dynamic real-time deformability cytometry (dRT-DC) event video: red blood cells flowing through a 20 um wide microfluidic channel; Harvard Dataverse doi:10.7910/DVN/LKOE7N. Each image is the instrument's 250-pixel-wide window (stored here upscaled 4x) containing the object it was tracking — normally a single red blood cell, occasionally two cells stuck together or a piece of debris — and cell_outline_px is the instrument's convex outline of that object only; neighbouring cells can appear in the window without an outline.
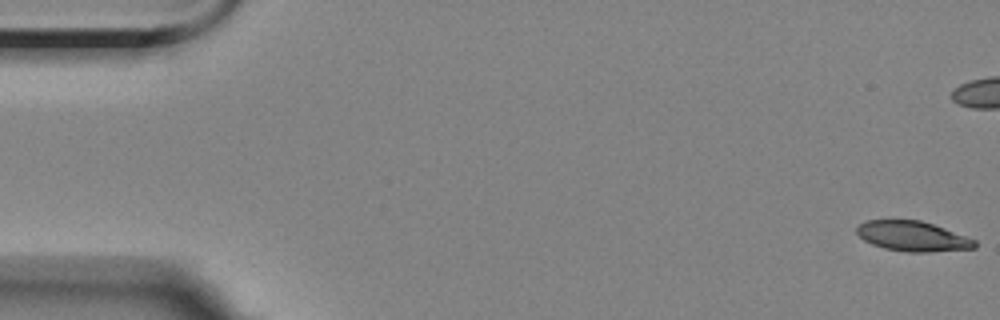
{"species": "Egyptian fruit bat (a non-hibernating species)", "species_latin": "Rousettus aegyptiacus", "temperature_condition": "room temperature", "stored_images_in_passage": 10, "camera_frame_rate_fps": 3000, "um_per_image_px": 0.085, "animal": {"sex": "female"}, "frame": {"image": 1, "passage_image": 1, "time_ms": 0.0, "image_size_px": [1000, 320], "cell_outline_px": [[976, 248], [928, 252], [908, 252], [884, 248], [872, 244], [864, 240], [856, 232], [856, 228], [864, 220], [920, 220], [944, 228], [976, 240]], "centroid_in_image_um": [77.56, 20.08], "position_along_channel_um": 7.4, "area_um2": 20.52}}
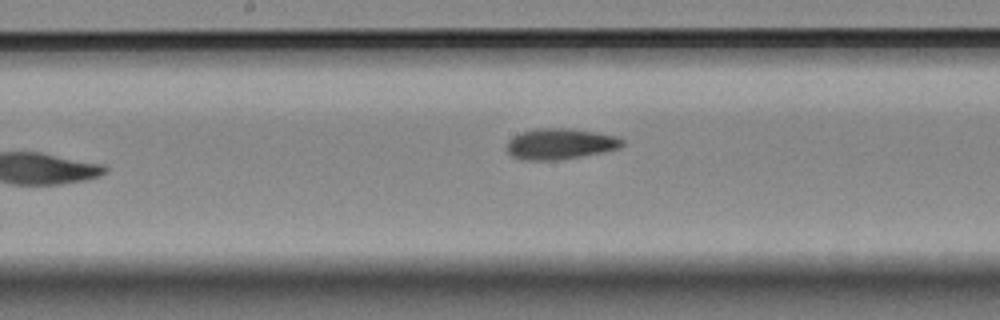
{"frame": {"image": 2, "passage_image": 10, "time_ms": 10.667, "image_size_px": [1000, 320], "cell_outline_px": [[624, 144], [620, 148], [604, 152], [560, 160], [520, 160], [512, 156], [504, 148], [508, 140], [512, 136], [520, 132], [536, 128], [568, 128], [600, 132], [616, 136], [624, 140]], "centroid_in_image_um": [47.59, 12.23], "position_along_channel_um": 200.6, "area_um2": 21.27}}